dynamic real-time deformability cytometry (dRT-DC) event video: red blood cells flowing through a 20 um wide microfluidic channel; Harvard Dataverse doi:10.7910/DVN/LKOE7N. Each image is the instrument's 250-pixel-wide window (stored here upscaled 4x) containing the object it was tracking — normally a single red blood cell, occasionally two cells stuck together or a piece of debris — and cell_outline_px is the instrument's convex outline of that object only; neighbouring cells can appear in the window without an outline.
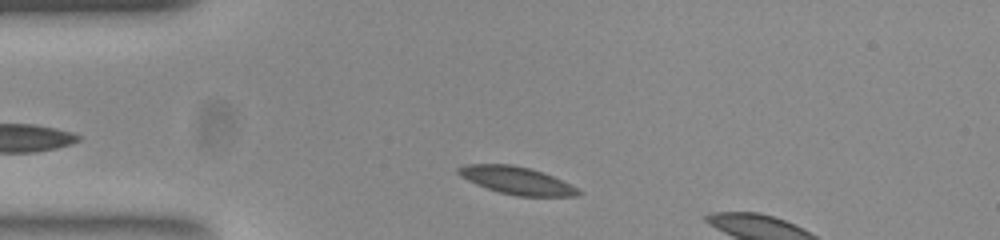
{"species": "common noctule bat (a hibernating species)", "species_latin": "Nyctalus noctula", "temperature_condition": "room temperature", "stored_images_in_passage": 6, "camera_frame_rate_fps": 3000, "um_per_image_px": 0.085, "animal": {"sex": "female", "body_mass_g": 23.0, "forearm_length_mm": 53.4}, "frame": {"image": 1, "passage_image": 3, "time_ms": 0.667, "image_size_px": [1000, 240], "cell_outline_px": [[580, 192], [572, 196], [516, 196], [500, 192], [488, 188], [464, 176], [460, 172], [460, 168], [472, 164], [504, 164], [528, 168], [540, 172], [560, 180], [576, 188]], "centroid_in_image_um": [43.97, 15.35], "position_along_channel_um": 41.0, "area_um2": 17.98}}